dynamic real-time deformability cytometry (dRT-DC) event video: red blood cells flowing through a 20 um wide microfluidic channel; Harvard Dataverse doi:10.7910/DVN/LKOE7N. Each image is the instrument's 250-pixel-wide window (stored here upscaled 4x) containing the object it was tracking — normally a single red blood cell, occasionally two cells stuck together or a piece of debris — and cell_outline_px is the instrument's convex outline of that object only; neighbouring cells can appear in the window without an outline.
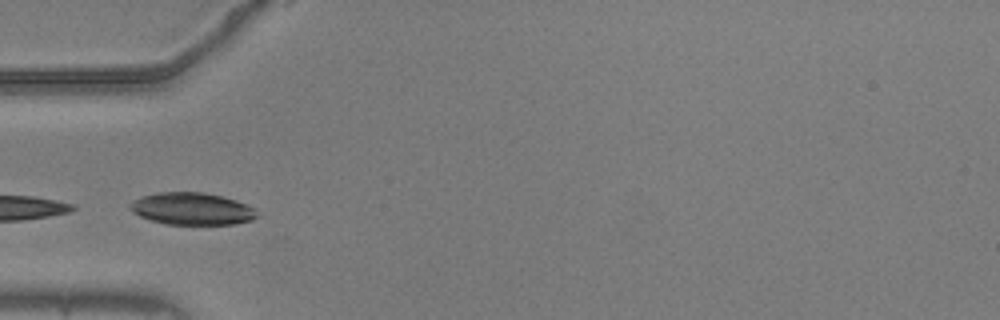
{"species": "common noctule bat (a hibernating species)", "species_latin": "Nyctalus noctula", "temperature_condition": "warm", "stored_images_in_passage": 26, "camera_frame_rate_fps": 3000, "um_per_image_px": 0.085, "animal": {"sex": "male", "body_mass_g": 20.5, "forearm_length_mm": 52.5}, "frame": {"image": 1, "passage_image": 1, "time_ms": 0.0, "image_size_px": [1000, 320], "cell_outline_px": [[260, 216], [252, 220], [236, 224], [164, 224], [140, 216], [132, 212], [128, 204], [144, 196], [156, 192], [204, 192], [224, 196], [236, 200], [256, 208]], "centroid_in_image_um": [16.38, 17.74], "position_along_channel_um": 68.6, "area_um2": 23.99}, "authors_computed_cell_mechanics": {"area_um2": 18.5249, "velocity_mm_per_s": 3.6508, "shape_relaxation_time_tau1_ms": null, "shape_relaxation_time_tau2_ms": 1.6172, "deformation_change_tau1": null, "deformation_change_tau2": 0.0791}}